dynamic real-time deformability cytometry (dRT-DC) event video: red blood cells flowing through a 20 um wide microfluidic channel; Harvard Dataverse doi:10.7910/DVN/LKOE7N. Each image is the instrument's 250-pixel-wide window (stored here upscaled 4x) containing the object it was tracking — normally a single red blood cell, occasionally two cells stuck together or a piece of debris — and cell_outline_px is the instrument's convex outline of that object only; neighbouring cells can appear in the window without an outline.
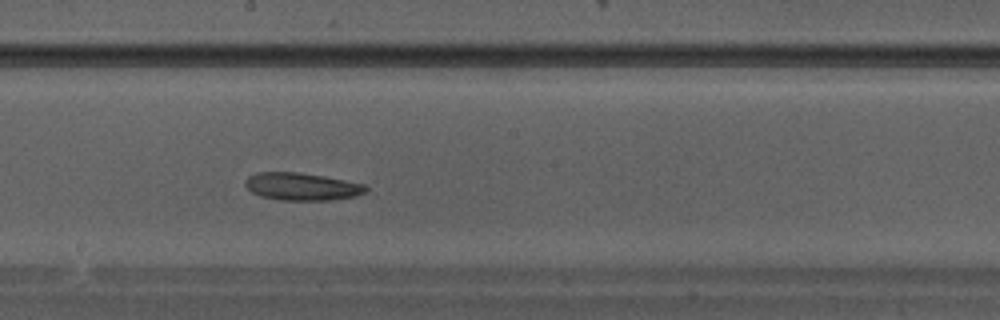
{"species": "Egyptian fruit bat (a non-hibernating species)", "species_latin": "Rousettus aegyptiacus", "temperature_condition": "warm", "stored_images_in_passage": 29, "camera_frame_rate_fps": 3000, "um_per_image_px": 0.085, "animal": {"sex": "male"}, "frame": {"image": 1, "passage_image": 13, "time_ms": 4.0, "image_size_px": [1000, 320], "cell_outline_px": [[368, 188], [364, 192], [356, 196], [332, 200], [280, 200], [260, 196], [252, 192], [244, 184], [244, 180], [248, 176], [256, 172], [300, 172], [324, 176], [364, 184]], "centroid_in_image_um": [25.63, 15.85], "position_along_channel_um": 222.6, "area_um2": 19.42}}